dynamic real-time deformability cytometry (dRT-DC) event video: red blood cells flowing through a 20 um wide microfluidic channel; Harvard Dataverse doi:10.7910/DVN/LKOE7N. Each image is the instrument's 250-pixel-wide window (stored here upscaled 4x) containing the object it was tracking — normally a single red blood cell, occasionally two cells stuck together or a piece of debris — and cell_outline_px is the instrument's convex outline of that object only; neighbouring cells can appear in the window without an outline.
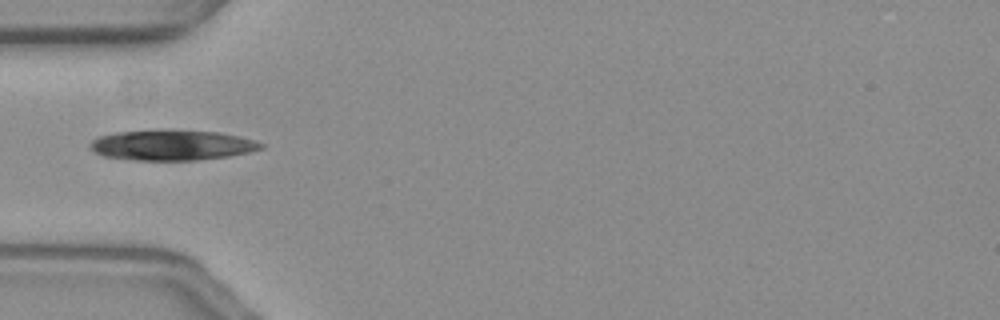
{"species": "common noctule bat (a hibernating species)", "species_latin": "Nyctalus noctula", "temperature_condition": "warm", "stored_images_in_passage": 15, "camera_frame_rate_fps": 3000, "um_per_image_px": 0.085, "animal": {"sex": "female", "body_mass_g": 19.3, "forearm_length_mm": 54.1}, "frame": {"image": 1, "passage_image": 1, "time_ms": 0.0, "image_size_px": [1000, 320], "cell_outline_px": [[264, 148], [248, 152], [228, 156], [196, 160], [136, 160], [104, 156], [96, 152], [88, 144], [92, 140], [100, 136], [116, 132], [220, 132], [252, 140], [264, 144]], "centroid_in_image_um": [14.62, 12.37], "position_along_channel_um": 70.4, "area_um2": 28.96}}
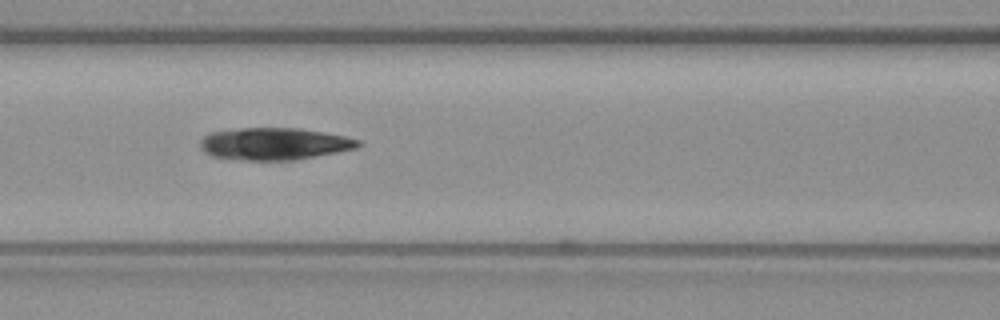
{"frame": {"image": 2, "passage_image": 7, "time_ms": 2.0, "image_size_px": [1000, 320], "cell_outline_px": [[364, 144], [356, 148], [296, 160], [244, 160], [212, 156], [204, 152], [200, 148], [200, 140], [208, 132], [240, 128], [300, 128], [344, 136], [360, 140]], "centroid_in_image_um": [23.29, 12.22], "position_along_channel_um": 143.3, "area_um2": 29.65}}
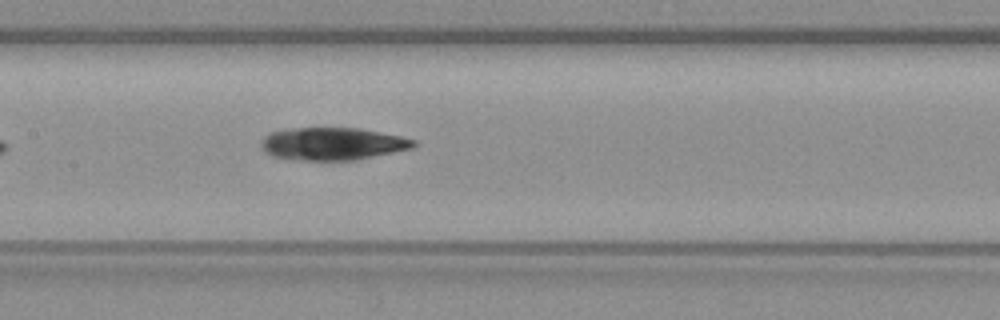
{"frame": {"image": 3, "passage_image": 10, "time_ms": 3.0, "image_size_px": [1000, 320], "cell_outline_px": [[416, 144], [412, 148], [360, 160], [304, 160], [272, 156], [260, 144], [264, 136], [272, 132], [292, 128], [360, 128], [400, 136], [416, 140]], "centroid_in_image_um": [28.32, 12.22], "position_along_channel_um": 179.1, "area_um2": 28.78}}